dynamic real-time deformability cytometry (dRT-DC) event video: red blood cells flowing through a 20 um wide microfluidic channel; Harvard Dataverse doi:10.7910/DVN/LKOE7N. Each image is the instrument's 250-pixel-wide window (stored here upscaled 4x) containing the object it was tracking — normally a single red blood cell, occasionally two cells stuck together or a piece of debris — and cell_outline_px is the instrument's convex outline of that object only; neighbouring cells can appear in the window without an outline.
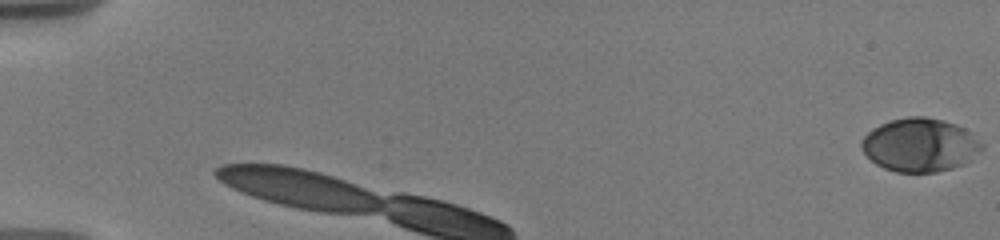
{"species": "human", "species_latin": "Homo sapiens", "temperature_condition": "warm", "stored_images_in_passage": 7, "camera_frame_rate_fps": 3000, "um_per_image_px": 0.085, "donor": {"sex": "male"}, "frame": {"image": 1, "passage_image": 1, "time_ms": 0.0, "image_size_px": [1000, 240], "cell_outline_px": [[984, 148], [964, 164], [952, 168], [936, 172], [896, 172], [884, 168], [876, 164], [860, 148], [860, 140], [872, 128], [880, 124], [892, 120], [908, 116], [924, 116], [944, 120], [956, 124], [972, 132], [984, 144]], "centroid_in_image_um": [78.21, 12.31], "position_along_channel_um": 6.8, "area_um2": 37.74}}